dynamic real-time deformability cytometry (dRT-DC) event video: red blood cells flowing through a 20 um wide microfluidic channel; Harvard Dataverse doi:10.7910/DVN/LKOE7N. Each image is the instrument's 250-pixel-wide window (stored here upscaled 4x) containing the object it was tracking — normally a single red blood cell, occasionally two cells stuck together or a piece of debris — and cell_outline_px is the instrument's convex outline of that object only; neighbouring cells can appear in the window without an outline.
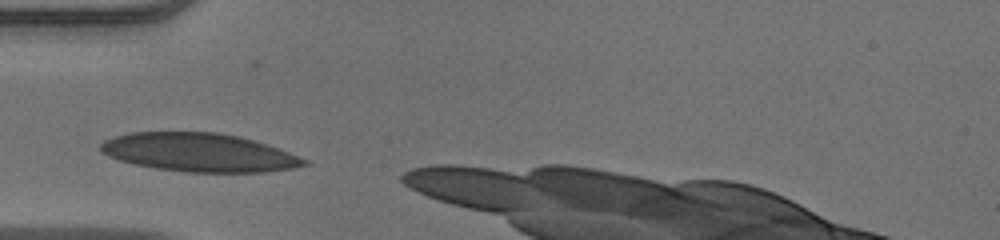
{"species": "human", "species_latin": "Homo sapiens", "temperature_condition": "warm", "stored_images_in_passage": 17, "camera_frame_rate_fps": 3000, "um_per_image_px": 0.085, "donor": {"sex": "male"}, "frame": {"image": 1, "passage_image": 1, "time_ms": 0.0, "image_size_px": [1000, 240], "cell_outline_px": [[308, 164], [292, 168], [264, 172], [188, 172], [156, 168], [136, 164], [120, 160], [108, 156], [100, 148], [100, 144], [104, 140], [116, 136], [132, 132], [216, 132], [236, 136], [268, 144], [308, 160]], "centroid_in_image_um": [16.93, 12.96], "position_along_channel_um": 68.1, "area_um2": 45.2}}
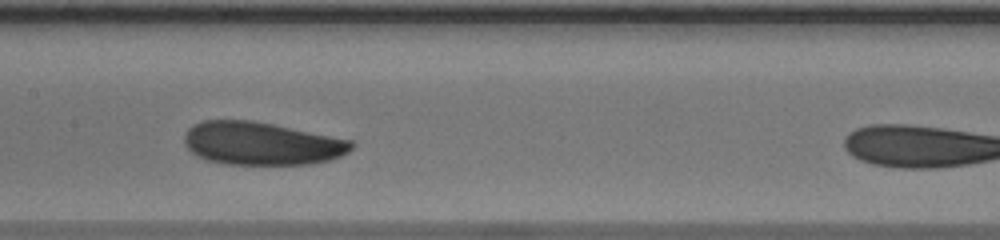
{"frame": {"image": 2, "passage_image": 10, "time_ms": 3.0, "image_size_px": [1000, 240], "cell_outline_px": [[356, 144], [348, 152], [340, 156], [328, 160], [308, 164], [224, 164], [208, 160], [196, 156], [184, 144], [184, 136], [188, 128], [192, 124], [204, 120], [252, 120], [352, 140]], "centroid_in_image_um": [22.2, 12.19], "position_along_channel_um": 185.2, "area_um2": 41.85}}
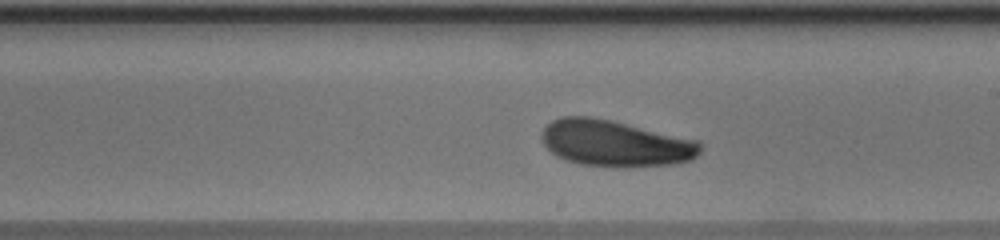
{"frame": {"image": 3, "passage_image": 14, "time_ms": 4.333, "image_size_px": [1000, 240], "cell_outline_px": [[700, 152], [692, 160], [672, 164], [580, 164], [556, 156], [544, 144], [540, 136], [544, 128], [552, 120], [560, 116], [588, 116], [612, 120], [700, 140]], "centroid_in_image_um": [52.28, 12.12], "position_along_channel_um": 236.7, "area_um2": 41.85}}